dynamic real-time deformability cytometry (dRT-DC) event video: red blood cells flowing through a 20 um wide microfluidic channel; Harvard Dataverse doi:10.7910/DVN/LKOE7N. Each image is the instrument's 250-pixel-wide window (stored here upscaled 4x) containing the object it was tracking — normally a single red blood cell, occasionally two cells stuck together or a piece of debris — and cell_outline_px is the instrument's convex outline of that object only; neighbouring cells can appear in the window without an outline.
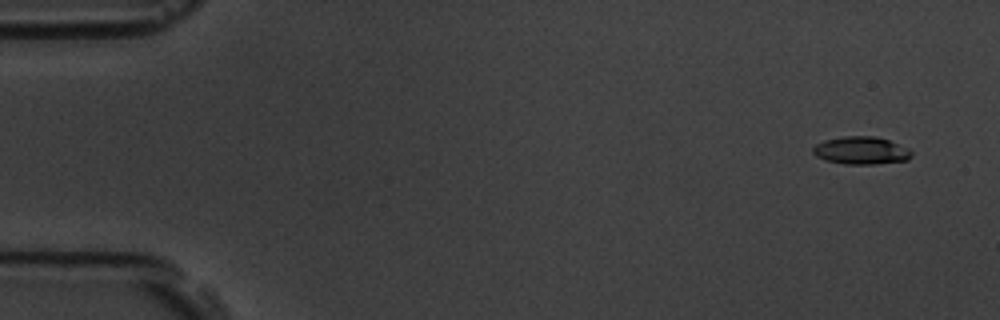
{"species": "common noctule bat (a hibernating species)", "species_latin": "Nyctalus noctula", "temperature_condition": "room temperature", "stored_images_in_passage": 4, "camera_frame_rate_fps": 3000, "um_per_image_px": 0.085, "animal": {"sex": "male", "body_mass_g": 19.5, "forearm_length_mm": 54.6}, "frame": {"image": 1, "passage_image": 1, "time_ms": 0.0, "image_size_px": [1000, 320], "cell_outline_px": [[912, 156], [908, 160], [876, 164], [844, 164], [824, 160], [816, 156], [812, 152], [812, 148], [816, 144], [824, 140], [844, 136], [876, 136], [888, 140], [908, 148], [912, 152]], "centroid_in_image_um": [73.18, 12.79], "position_along_channel_um": 11.8, "area_um2": 16.01}}